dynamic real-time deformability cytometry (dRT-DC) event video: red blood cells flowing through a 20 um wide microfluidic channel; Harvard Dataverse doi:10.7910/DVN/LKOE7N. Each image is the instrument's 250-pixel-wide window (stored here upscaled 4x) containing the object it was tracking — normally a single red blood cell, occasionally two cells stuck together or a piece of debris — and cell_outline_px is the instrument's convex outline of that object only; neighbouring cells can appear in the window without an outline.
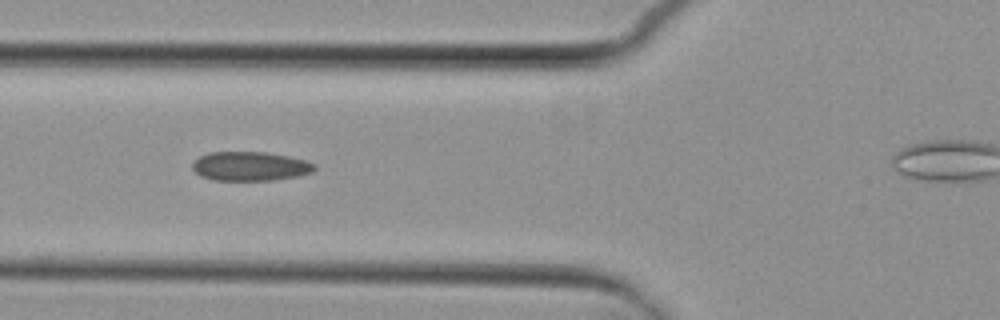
{"species": "common noctule bat (a hibernating species)", "species_latin": "Nyctalus noctula", "temperature_condition": "cold", "stored_images_in_passage": 7, "camera_frame_rate_fps": 3000, "um_per_image_px": 0.085, "animal": {"sex": "female", "body_mass_g": 29.2, "forearm_length_mm": 56.3}, "frame": {"image": 1, "passage_image": 5, "time_ms": 4.667, "image_size_px": [1000, 320], "cell_outline_px": [[316, 168], [312, 172], [296, 176], [272, 180], [212, 180], [200, 176], [192, 168], [192, 164], [200, 156], [208, 152], [268, 152], [288, 156], [304, 160], [316, 164]], "centroid_in_image_um": [21.25, 14.13], "position_along_channel_um": 104.5, "area_um2": 20.69}}
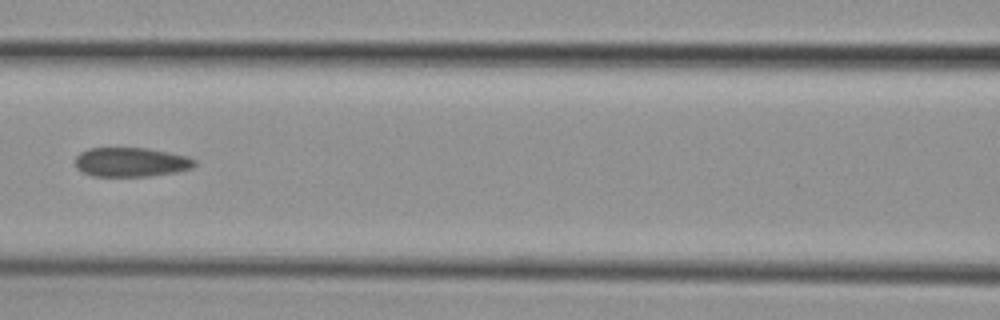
{"frame": {"image": 2, "passage_image": 6, "time_ms": 6.0, "image_size_px": [1000, 320], "cell_outline_px": [[196, 164], [192, 168], [176, 172], [152, 176], [92, 176], [76, 168], [76, 156], [80, 152], [88, 148], [148, 148], [188, 156], [196, 160]], "centroid_in_image_um": [11.16, 13.78], "position_along_channel_um": 155.4, "area_um2": 20.46}}
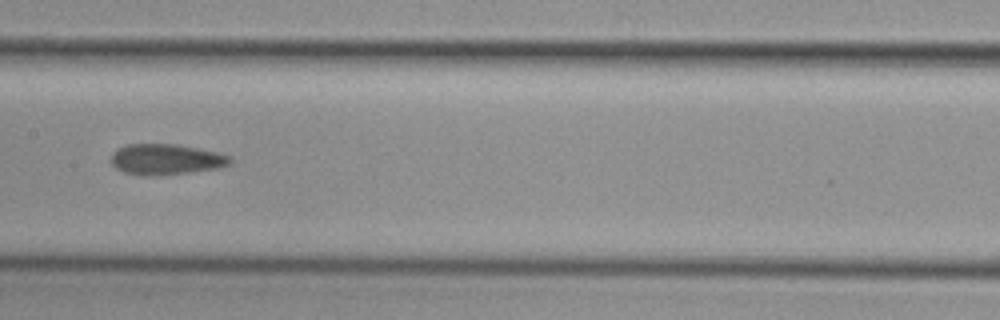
{"frame": {"image": 3, "passage_image": 7, "time_ms": 7.0, "image_size_px": [1000, 320], "cell_outline_px": [[232, 160], [228, 164], [220, 168], [192, 172], [160, 176], [144, 176], [124, 172], [116, 168], [112, 164], [112, 152], [116, 148], [128, 144], [176, 144], [220, 152], [232, 156]], "centroid_in_image_um": [14.13, 13.55], "position_along_channel_um": 193.3, "area_um2": 21.68}}